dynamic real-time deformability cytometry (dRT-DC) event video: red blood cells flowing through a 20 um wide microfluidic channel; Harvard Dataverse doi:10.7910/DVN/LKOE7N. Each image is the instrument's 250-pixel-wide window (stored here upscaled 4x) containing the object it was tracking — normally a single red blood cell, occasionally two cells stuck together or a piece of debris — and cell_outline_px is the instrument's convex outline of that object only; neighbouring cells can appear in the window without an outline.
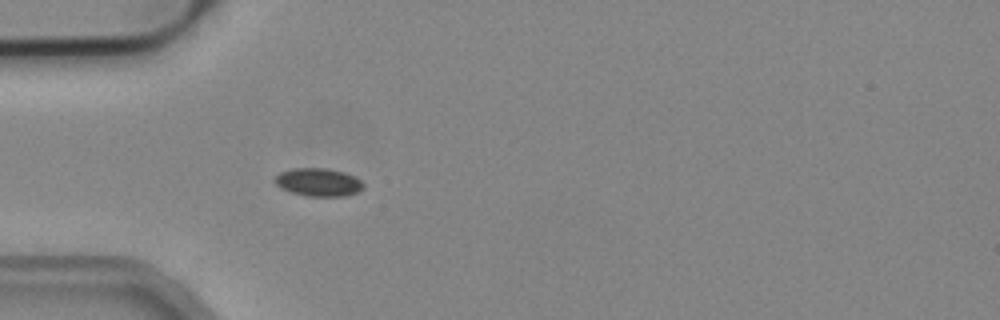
{"species": "common noctule bat (a hibernating species)", "species_latin": "Nyctalus noctula", "temperature_condition": "cold", "stored_images_in_passage": 16, "camera_frame_rate_fps": 3000, "um_per_image_px": 0.085, "animal": {"sex": "male", "body_mass_g": 19.2, "forearm_length_mm": 51.8}, "frame": {"image": 1, "passage_image": 7, "time_ms": 2.0, "image_size_px": [1000, 320], "cell_outline_px": [[364, 188], [356, 192], [344, 196], [304, 196], [280, 188], [272, 180], [280, 172], [292, 168], [328, 168], [344, 172], [360, 180], [364, 184]], "centroid_in_image_um": [27.03, 15.48], "position_along_channel_um": 58.0, "area_um2": 14.51}}
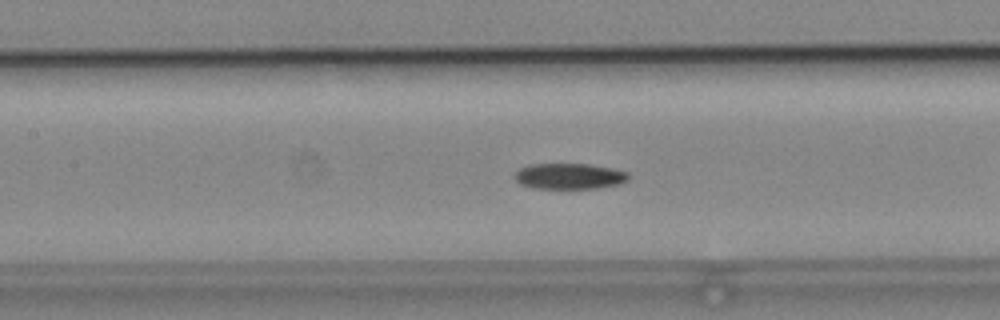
{"frame": {"image": 2, "passage_image": 12, "time_ms": 3.667, "image_size_px": [1000, 320], "cell_outline_px": [[628, 180], [620, 184], [596, 188], [532, 188], [520, 184], [512, 176], [520, 168], [528, 164], [588, 164], [612, 168], [628, 172]], "centroid_in_image_um": [48.37, 14.97], "position_along_channel_um": 159.0, "area_um2": 17.17}}